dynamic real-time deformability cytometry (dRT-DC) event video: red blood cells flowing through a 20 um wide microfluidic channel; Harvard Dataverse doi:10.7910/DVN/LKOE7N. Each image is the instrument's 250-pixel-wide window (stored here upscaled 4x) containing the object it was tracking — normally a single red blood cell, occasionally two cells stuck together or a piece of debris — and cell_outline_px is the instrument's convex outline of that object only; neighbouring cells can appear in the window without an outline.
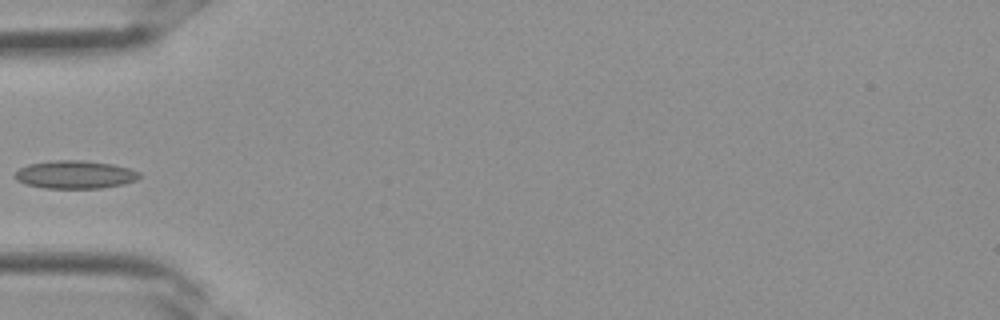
{"species": "Egyptian fruit bat (a non-hibernating species)", "species_latin": "Rousettus aegyptiacus", "temperature_condition": "room temperature", "stored_images_in_passage": 4, "camera_frame_rate_fps": 3000, "um_per_image_px": 0.085, "frame": {"image": 1, "passage_image": 4, "time_ms": 1.0, "image_size_px": [1000, 320], "cell_outline_px": [[140, 176], [136, 180], [124, 184], [100, 188], [44, 188], [28, 184], [16, 180], [12, 176], [20, 168], [28, 164], [52, 160], [84, 160], [112, 164], [128, 168], [140, 172]], "centroid_in_image_um": [6.37, 14.83], "position_along_channel_um": 78.6, "area_um2": 20.35}}